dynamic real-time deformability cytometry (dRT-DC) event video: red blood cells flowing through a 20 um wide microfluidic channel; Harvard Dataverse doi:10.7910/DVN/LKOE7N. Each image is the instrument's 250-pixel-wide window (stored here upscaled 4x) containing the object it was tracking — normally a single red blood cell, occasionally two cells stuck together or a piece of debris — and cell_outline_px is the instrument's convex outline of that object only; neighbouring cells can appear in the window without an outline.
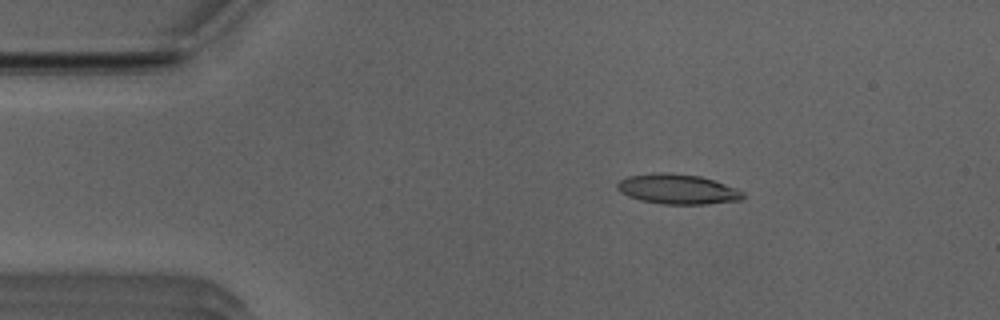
{"species": "Egyptian fruit bat (a non-hibernating species)", "species_latin": "Rousettus aegyptiacus", "temperature_condition": "room temperature", "stored_images_in_passage": 51, "camera_frame_rate_fps": 3000, "um_per_image_px": 0.085, "animal": {"sex": "male"}, "frame": {"image": 1, "passage_image": 8, "time_ms": 2.333, "image_size_px": [1000, 320], "cell_outline_px": [[744, 196], [740, 200], [704, 204], [660, 204], [640, 200], [628, 196], [620, 192], [616, 188], [616, 184], [620, 180], [628, 176], [652, 172], [668, 172], [700, 176], [736, 188], [744, 192]], "centroid_in_image_um": [57.54, 16.07], "position_along_channel_um": 27.5, "area_um2": 22.02}}
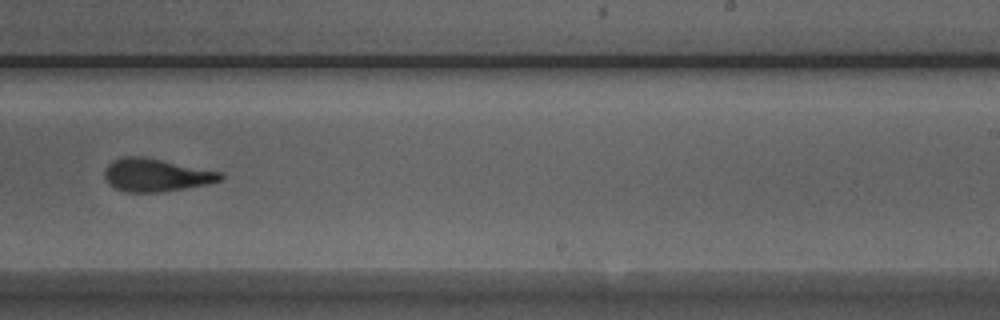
{"frame": {"image": 2, "passage_image": 31, "time_ms": 10.0, "image_size_px": [1000, 320], "cell_outline_px": [[224, 176], [220, 180], [208, 184], [160, 192], [124, 192], [108, 184], [104, 176], [104, 168], [112, 160], [124, 156], [144, 156], [224, 172]], "centroid_in_image_um": [13.25, 14.86], "position_along_channel_um": 275.7, "area_um2": 22.48}}
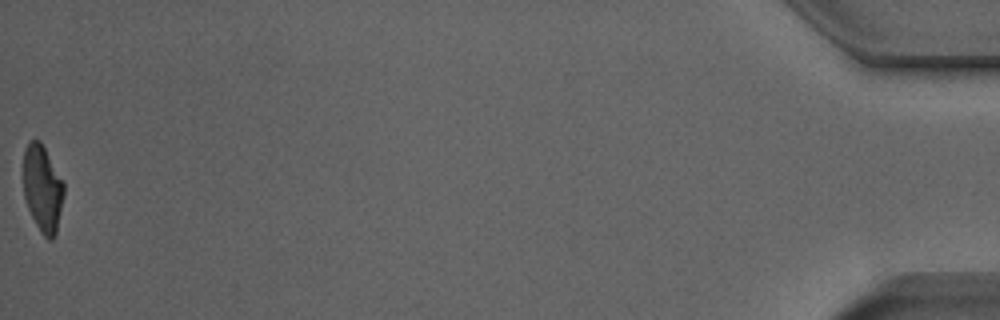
{"frame": {"image": 3, "passage_image": 51, "time_ms": 16.667, "image_size_px": [1000, 320], "cell_outline_px": [[64, 196], [56, 232], [52, 240], [48, 240], [40, 232], [28, 208], [24, 196], [24, 148], [28, 140], [40, 140], [64, 180]], "centroid_in_image_um": [3.63, 16.0], "position_along_channel_um": 431.6, "area_um2": 20.63}, "authors_computed_cell_mechanics": {"area_um2": 22.0796, "velocity_mm_per_s": 3.9546, "shape_relaxation_time_tau1_ms": 4.9984, "shape_relaxation_time_tau2_ms": 2.2771, "deformation_change_tau1": 0.1834, "deformation_change_tau2": 0.1155}}